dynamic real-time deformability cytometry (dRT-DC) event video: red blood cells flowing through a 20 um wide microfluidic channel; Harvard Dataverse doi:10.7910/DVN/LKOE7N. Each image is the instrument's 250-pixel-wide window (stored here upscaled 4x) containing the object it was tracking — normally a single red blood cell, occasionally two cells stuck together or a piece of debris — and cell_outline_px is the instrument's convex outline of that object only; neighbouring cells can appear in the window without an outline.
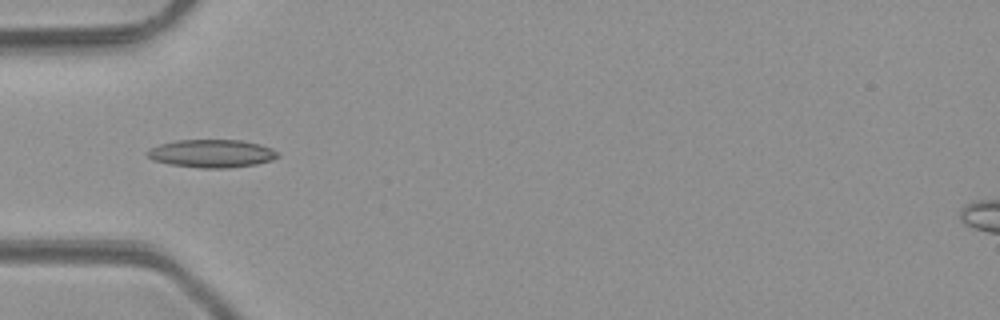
{"species": "common noctule bat (a hibernating species)", "species_latin": "Nyctalus noctula", "temperature_condition": "room temperature", "stored_images_in_passage": 2, "camera_frame_rate_fps": 3000, "um_per_image_px": 0.085, "animal": {"sex": "male", "body_mass_g": 23.1, "forearm_length_mm": 52.7}, "frame": {"image": 1, "passage_image": 2, "time_ms": 1.333, "image_size_px": [1000, 320], "cell_outline_px": [[280, 156], [272, 160], [256, 164], [228, 168], [200, 168], [168, 164], [152, 160], [144, 152], [148, 148], [160, 144], [176, 140], [240, 140], [260, 144], [272, 148]], "centroid_in_image_um": [17.96, 13.05], "position_along_channel_um": 67.0, "area_um2": 21.44}}